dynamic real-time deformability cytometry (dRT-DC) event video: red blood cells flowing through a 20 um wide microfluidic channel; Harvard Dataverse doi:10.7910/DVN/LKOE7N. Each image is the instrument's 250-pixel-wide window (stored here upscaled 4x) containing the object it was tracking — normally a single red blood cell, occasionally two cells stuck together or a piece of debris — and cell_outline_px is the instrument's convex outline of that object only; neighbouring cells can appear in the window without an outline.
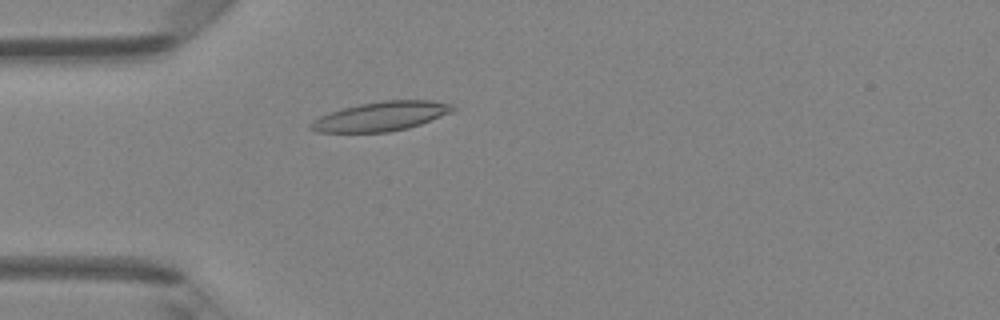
{"species": "Egyptian fruit bat (a non-hibernating species)", "species_latin": "Rousettus aegyptiacus", "temperature_condition": "room temperature", "stored_images_in_passage": 39, "camera_frame_rate_fps": 3000, "um_per_image_px": 0.085, "animal": {"sex": "female"}, "frame": {"image": 1, "passage_image": 5, "time_ms": 1.333, "image_size_px": [1000, 320], "cell_outline_px": [[456, 108], [452, 112], [420, 124], [408, 128], [388, 132], [316, 132], [308, 128], [308, 124], [312, 120], [320, 116], [344, 108], [360, 104], [384, 100], [432, 100], [452, 104]], "centroid_in_image_um": [32.38, 9.89], "position_along_channel_um": 52.6, "area_um2": 24.16}}
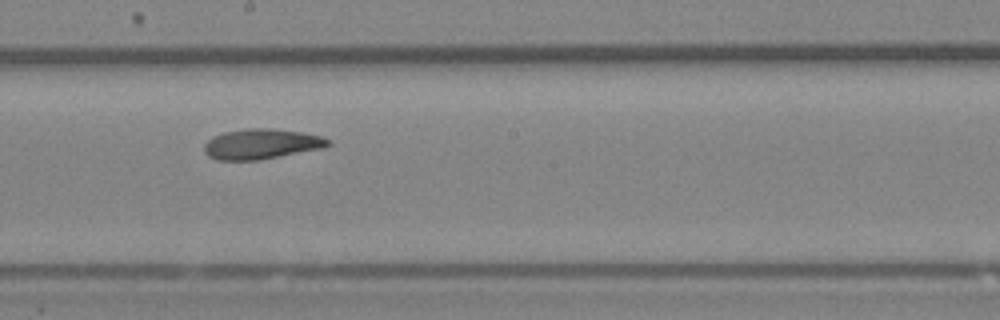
{"frame": {"image": 2, "passage_image": 18, "time_ms": 5.667, "image_size_px": [1000, 320], "cell_outline_px": [[332, 144], [324, 148], [260, 160], [216, 160], [208, 156], [204, 152], [204, 144], [212, 136], [224, 132], [248, 128], [268, 128], [300, 132], [320, 136], [332, 140]], "centroid_in_image_um": [22.22, 12.25], "position_along_channel_um": 226.0, "area_um2": 21.96}}
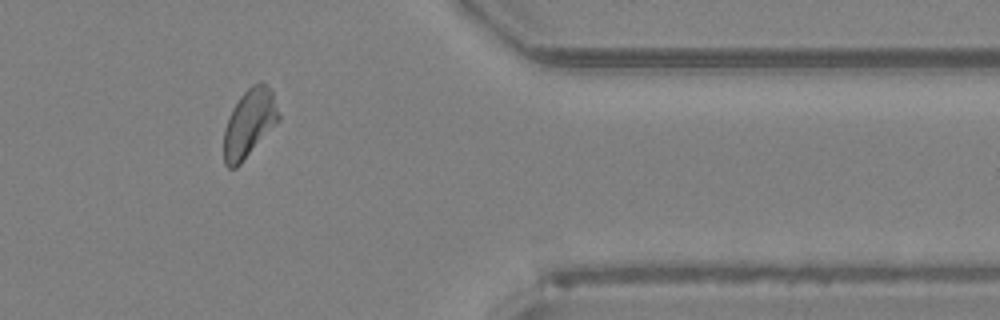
{"frame": {"image": 3, "passage_image": 31, "time_ms": 10.0, "image_size_px": [1000, 320], "cell_outline_px": [[280, 120], [240, 164], [236, 168], [228, 168], [224, 164], [224, 128], [232, 108], [240, 96], [252, 84], [268, 84], [272, 88], [280, 116]], "centroid_in_image_um": [21.19, 10.47], "position_along_channel_um": 390.2, "area_um2": 21.73}, "authors_computed_cell_mechanics": {"area_um2": 21.8484, "velocity_mm_per_s": 4.2305, "shape_relaxation_time_tau1_ms": 5.0476, "shape_relaxation_time_tau2_ms": 5.4683, "deformation_change_tau1": 0.1407, "deformation_change_tau2": 0.1266}}